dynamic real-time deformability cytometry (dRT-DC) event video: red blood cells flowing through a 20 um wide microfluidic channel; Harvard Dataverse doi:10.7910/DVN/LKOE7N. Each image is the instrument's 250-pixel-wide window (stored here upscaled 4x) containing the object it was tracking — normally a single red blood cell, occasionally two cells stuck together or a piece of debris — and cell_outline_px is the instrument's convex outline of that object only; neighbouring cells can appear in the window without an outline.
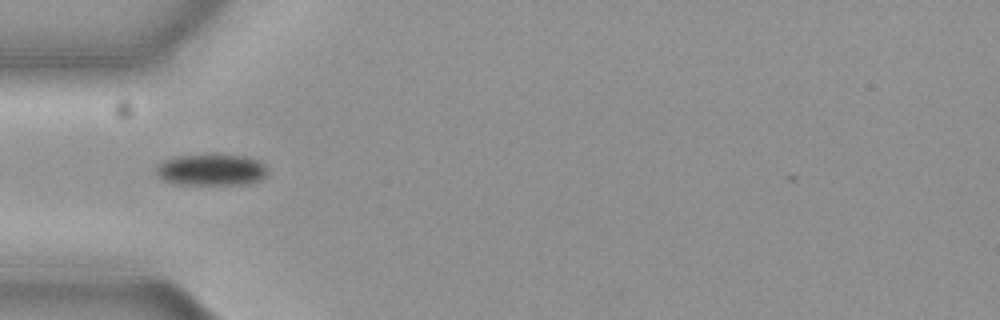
{"species": "common noctule bat (a hibernating species)", "species_latin": "Nyctalus noctula", "temperature_condition": "cold", "stored_images_in_passage": 5, "camera_frame_rate_fps": 3000, "um_per_image_px": 0.085, "animal": {"sex": "female", "body_mass_g": 19.3, "forearm_length_mm": 54.1}, "frame": {"image": 1, "passage_image": 2, "time_ms": 0.333, "image_size_px": [1000, 320], "cell_outline_px": [[268, 176], [260, 180], [248, 184], [176, 184], [164, 180], [156, 176], [156, 164], [172, 156], [216, 152], [244, 156], [260, 160], [268, 168]], "centroid_in_image_um": [17.97, 14.39], "position_along_channel_um": 67.0, "area_um2": 21.5}}